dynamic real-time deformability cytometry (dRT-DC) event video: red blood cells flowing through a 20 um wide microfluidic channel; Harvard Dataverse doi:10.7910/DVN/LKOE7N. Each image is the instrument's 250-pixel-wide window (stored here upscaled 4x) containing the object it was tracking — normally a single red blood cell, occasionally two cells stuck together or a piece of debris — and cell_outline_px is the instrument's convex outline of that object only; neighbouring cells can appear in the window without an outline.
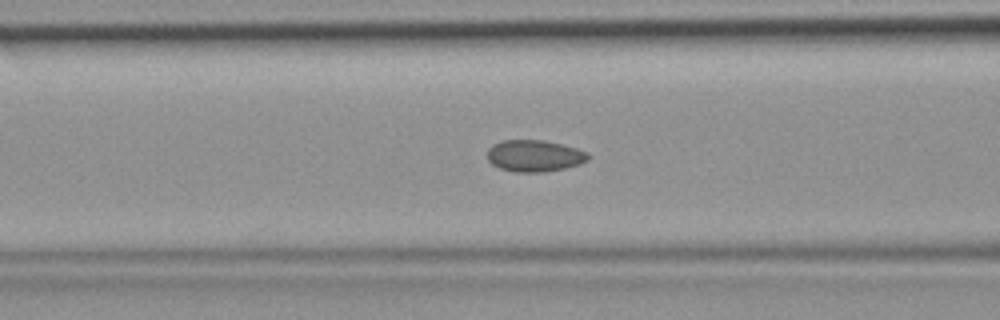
{"species": "common noctule bat (a hibernating species)", "species_latin": "Nyctalus noctula", "temperature_condition": "room temperature", "stored_images_in_passage": 45, "camera_frame_rate_fps": 3000, "um_per_image_px": 0.085, "animal": {"sex": "female", "body_mass_g": 19.9}, "frame": {"image": 1, "passage_image": 18, "time_ms": 5.667, "image_size_px": [1000, 320], "cell_outline_px": [[588, 160], [580, 164], [564, 168], [544, 172], [516, 172], [500, 168], [492, 164], [488, 160], [488, 148], [492, 144], [504, 140], [544, 140], [576, 148], [588, 152]], "centroid_in_image_um": [45.42, 13.24], "position_along_channel_um": 121.2, "area_um2": 18.55}}
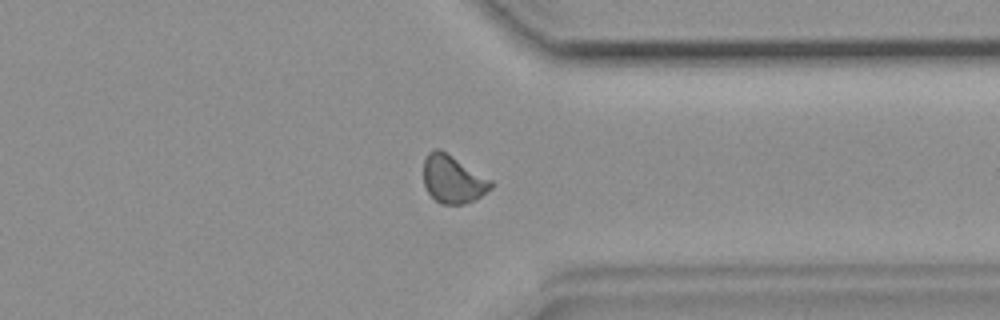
{"frame": {"image": 2, "passage_image": 35, "time_ms": 11.333, "image_size_px": [1000, 320], "cell_outline_px": [[492, 188], [476, 200], [464, 204], [440, 204], [428, 192], [424, 184], [424, 160], [428, 152], [432, 148], [440, 148], [492, 180]], "centroid_in_image_um": [38.49, 15.23], "position_along_channel_um": 372.9, "area_um2": 18.9}}
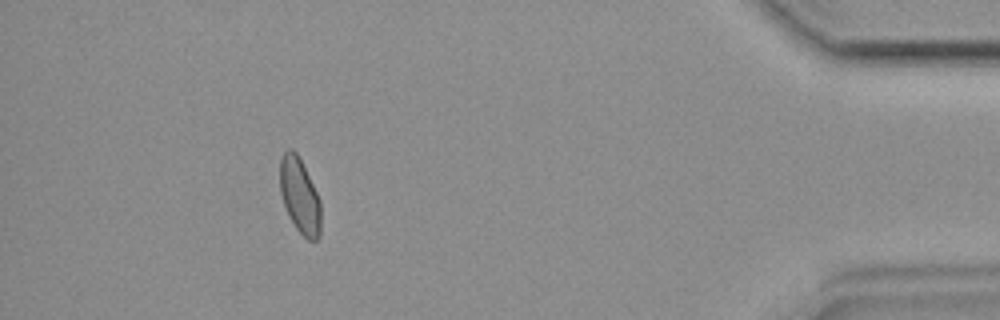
{"frame": {"image": 3, "passage_image": 41, "time_ms": 13.333, "image_size_px": [1000, 320], "cell_outline_px": [[320, 236], [316, 240], [308, 240], [296, 228], [288, 216], [280, 192], [280, 156], [288, 148], [292, 148], [296, 152], [320, 200]], "centroid_in_image_um": [25.46, 16.64], "position_along_channel_um": 409.7, "area_um2": 17.74}}